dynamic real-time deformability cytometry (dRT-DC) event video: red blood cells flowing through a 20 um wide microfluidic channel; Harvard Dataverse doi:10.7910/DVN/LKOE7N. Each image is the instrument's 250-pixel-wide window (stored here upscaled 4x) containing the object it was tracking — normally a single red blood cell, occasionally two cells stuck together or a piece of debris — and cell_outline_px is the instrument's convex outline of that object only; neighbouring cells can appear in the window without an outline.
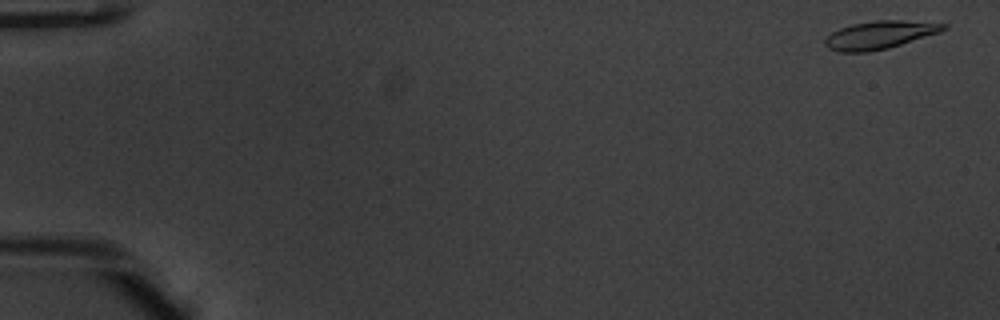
{"species": "common noctule bat (a hibernating species)", "species_latin": "Nyctalus noctula", "temperature_condition": "warm", "stored_images_in_passage": 53, "camera_frame_rate_fps": 3000, "um_per_image_px": 0.085, "animal": {"sex": "male", "body_mass_g": 20.1, "forearm_length_mm": 53.5}, "frame": {"image": 1, "passage_image": 1, "time_ms": 0.0, "image_size_px": [1000, 320], "cell_outline_px": [[948, 28], [940, 32], [888, 48], [868, 52], [840, 52], [828, 48], [824, 44], [824, 40], [832, 32], [840, 28], [852, 24], [876, 20], [900, 20], [948, 24]], "centroid_in_image_um": [74.76, 2.97], "position_along_channel_um": 10.2, "area_um2": 19.19}}
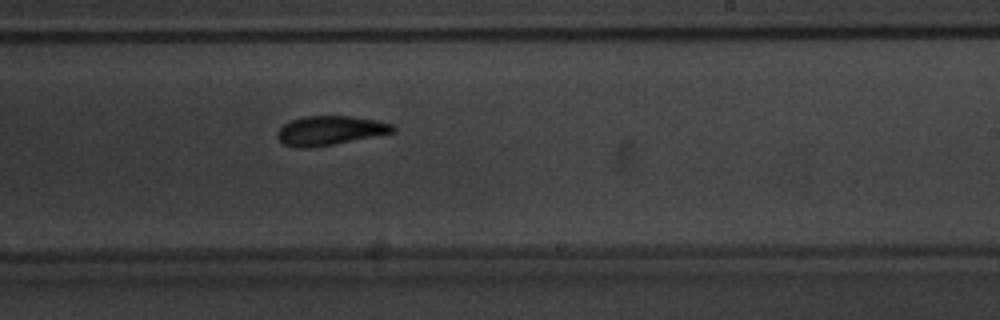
{"frame": {"image": 2, "passage_image": 33, "time_ms": 10.667, "image_size_px": [1000, 320], "cell_outline_px": [[396, 128], [392, 132], [332, 144], [308, 148], [296, 148], [284, 144], [276, 136], [276, 132], [284, 124], [292, 120], [304, 116], [352, 116], [376, 120], [392, 124]], "centroid_in_image_um": [27.99, 11.09], "position_along_channel_um": 261.0, "area_um2": 19.36}}
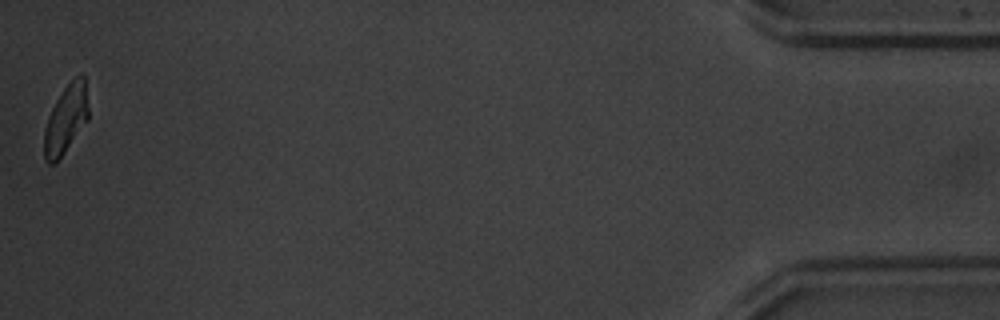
{"frame": {"image": 3, "passage_image": 53, "time_ms": 17.333, "image_size_px": [1000, 320], "cell_outline_px": [[88, 120], [56, 164], [48, 164], [44, 160], [44, 128], [48, 116], [56, 100], [64, 88], [80, 72], [84, 72], [88, 108]], "centroid_in_image_um": [5.59, 10.15], "position_along_channel_um": 429.6, "area_um2": 17.86}, "authors_computed_cell_mechanics": {"area_um2": 19.4786, "velocity_mm_per_s": 3.8126, "shape_relaxation_time_tau1_ms": 3.5068, "shape_relaxation_time_tau2_ms": 2.8732, "deformation_change_tau1": 0.152, "deformation_change_tau2": 0.0862}}